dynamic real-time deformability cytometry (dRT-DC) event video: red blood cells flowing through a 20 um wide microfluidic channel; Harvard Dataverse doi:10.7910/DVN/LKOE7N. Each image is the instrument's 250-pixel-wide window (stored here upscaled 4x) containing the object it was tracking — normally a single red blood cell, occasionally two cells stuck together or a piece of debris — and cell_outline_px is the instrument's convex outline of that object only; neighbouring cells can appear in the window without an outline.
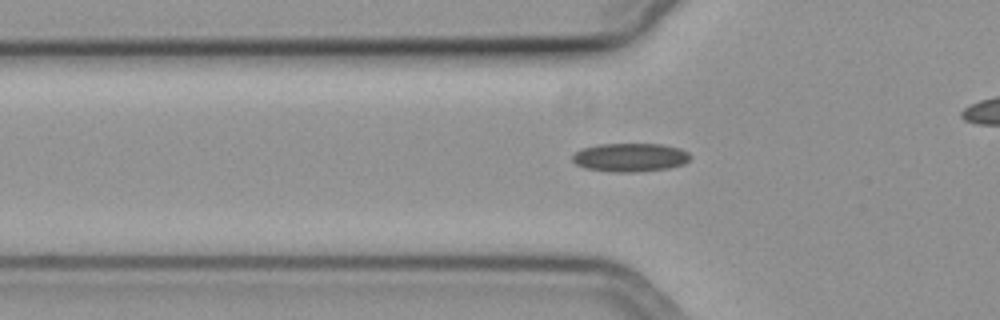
{"species": "common noctule bat (a hibernating species)", "species_latin": "Nyctalus noctula", "temperature_condition": "cold", "stored_images_in_passage": 36, "camera_frame_rate_fps": 3000, "um_per_image_px": 0.085, "animal": {"sex": "female", "body_mass_g": 19.3, "forearm_length_mm": 54.1}, "frame": {"image": 1, "passage_image": 9, "time_ms": 2.667, "image_size_px": [1000, 320], "cell_outline_px": [[692, 156], [684, 164], [668, 168], [636, 172], [616, 172], [584, 168], [576, 164], [572, 160], [572, 156], [580, 148], [600, 144], [660, 144], [680, 148], [688, 152]], "centroid_in_image_um": [53.56, 13.37], "position_along_channel_um": 72.2, "area_um2": 19.65}}
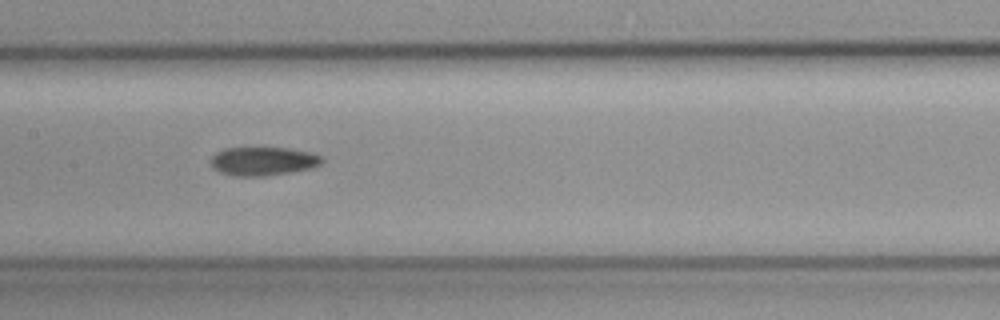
{"frame": {"image": 2, "passage_image": 18, "time_ms": 5.667, "image_size_px": [1000, 320], "cell_outline_px": [[324, 160], [320, 164], [312, 168], [292, 172], [264, 176], [236, 176], [220, 172], [212, 168], [208, 160], [216, 152], [224, 148], [288, 148], [312, 152], [320, 156]], "centroid_in_image_um": [22.34, 13.7], "position_along_channel_um": 185.1, "area_um2": 18.73}}
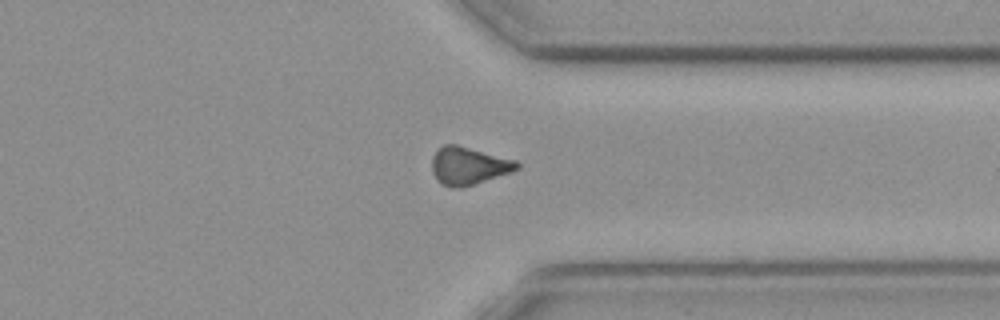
{"frame": {"image": 3, "passage_image": 33, "time_ms": 10.667, "image_size_px": [1000, 320], "cell_outline_px": [[520, 168], [512, 172], [460, 188], [452, 188], [436, 180], [432, 172], [432, 156], [444, 144], [456, 144], [516, 160], [520, 164]], "centroid_in_image_um": [39.83, 14.09], "position_along_channel_um": 371.6, "area_um2": 18.61}}